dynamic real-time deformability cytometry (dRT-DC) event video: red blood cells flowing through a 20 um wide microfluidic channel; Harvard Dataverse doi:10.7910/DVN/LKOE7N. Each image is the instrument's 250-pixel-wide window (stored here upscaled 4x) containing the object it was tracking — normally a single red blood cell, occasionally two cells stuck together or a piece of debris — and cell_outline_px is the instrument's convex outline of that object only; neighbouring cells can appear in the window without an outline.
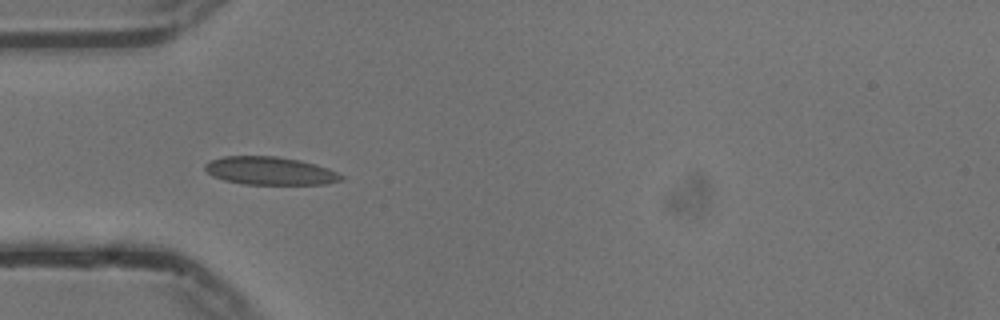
{"species": "common noctule bat (a hibernating species)", "species_latin": "Nyctalus noctula", "temperature_condition": "cold", "stored_images_in_passage": 15, "camera_frame_rate_fps": 3000, "um_per_image_px": 0.085, "animal": {"sex": "male", "body_mass_g": 13.3}, "frame": {"image": 1, "passage_image": 8, "time_ms": 2.333, "image_size_px": [1000, 320], "cell_outline_px": [[344, 180], [328, 184], [244, 184], [224, 180], [212, 176], [204, 168], [204, 164], [208, 160], [224, 156], [276, 156], [300, 160], [316, 164], [328, 168], [344, 176]], "centroid_in_image_um": [22.95, 14.52], "position_along_channel_um": 62.0, "area_um2": 22.43}}
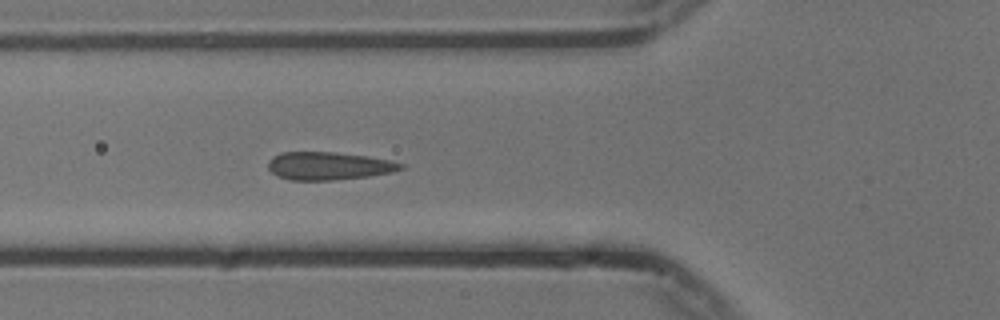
{"frame": {"image": 2, "passage_image": 11, "time_ms": 3.333, "image_size_px": [1000, 320], "cell_outline_px": [[404, 168], [392, 172], [368, 176], [332, 180], [288, 180], [276, 176], [268, 168], [268, 160], [272, 156], [280, 152], [332, 152], [368, 156], [388, 160], [404, 164]], "centroid_in_image_um": [27.89, 14.1], "position_along_channel_um": 97.9, "area_um2": 21.62}}